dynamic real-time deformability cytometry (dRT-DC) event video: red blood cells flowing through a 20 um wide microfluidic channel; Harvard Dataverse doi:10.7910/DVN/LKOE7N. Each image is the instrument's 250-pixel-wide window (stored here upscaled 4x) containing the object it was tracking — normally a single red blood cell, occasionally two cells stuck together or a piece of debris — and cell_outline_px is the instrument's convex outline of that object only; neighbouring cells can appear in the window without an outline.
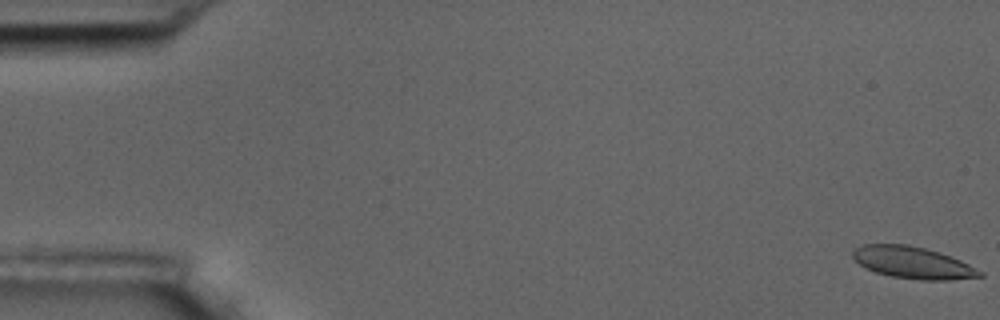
{"species": "common noctule bat (a hibernating species)", "species_latin": "Nyctalus noctula", "temperature_condition": "room temperature", "stored_images_in_passage": 57, "camera_frame_rate_fps": 3000, "um_per_image_px": 0.085, "animal": {"sex": "male", "body_mass_g": 17.5, "forearm_length_mm": 52.3}, "frame": {"image": 1, "passage_image": 1, "time_ms": 0.0, "image_size_px": [1000, 320], "cell_outline_px": [[984, 276], [952, 280], [920, 280], [892, 276], [876, 272], [864, 268], [852, 256], [852, 252], [856, 248], [864, 244], [908, 244], [940, 252], [960, 260], [984, 272]], "centroid_in_image_um": [77.6, 22.33], "position_along_channel_um": 7.4, "area_um2": 23.58}}
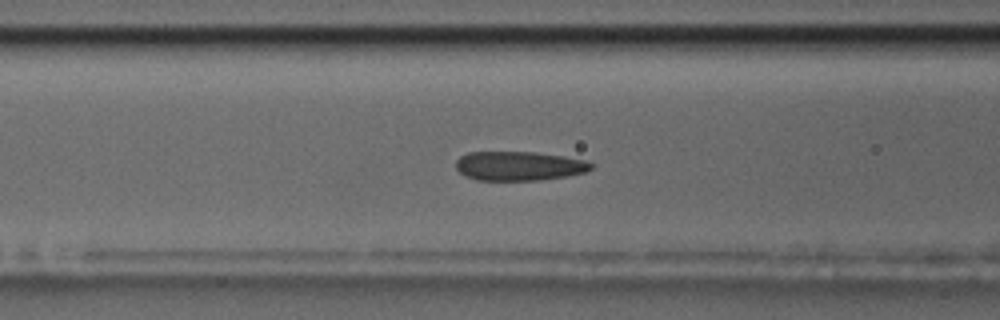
{"frame": {"image": 2, "passage_image": 23, "time_ms": 7.333, "image_size_px": [1000, 320], "cell_outline_px": [[596, 164], [592, 168], [584, 172], [568, 176], [540, 180], [476, 180], [464, 176], [456, 168], [456, 160], [460, 156], [468, 152], [536, 152], [564, 156], [584, 160]], "centroid_in_image_um": [44.12, 14.1], "position_along_channel_um": 122.5, "area_um2": 23.18}}
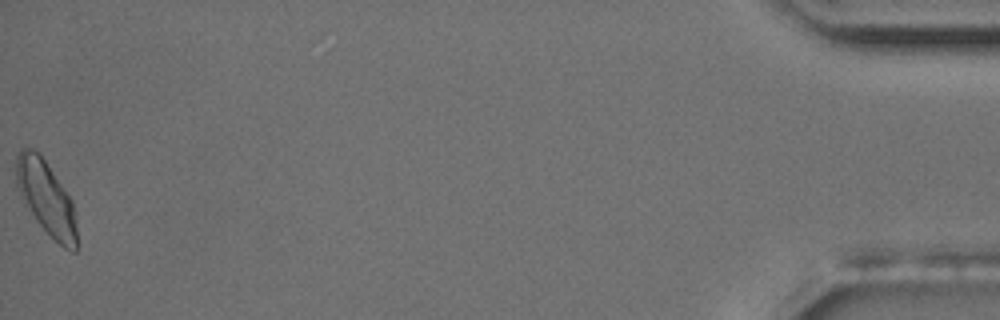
{"frame": {"image": 3, "passage_image": 57, "time_ms": 18.667, "image_size_px": [1000, 320], "cell_outline_px": [[76, 252], [72, 252], [64, 248], [36, 220], [24, 204], [16, 184], [16, 156], [20, 148], [28, 144], [40, 152], [72, 200], [76, 212]], "centroid_in_image_um": [3.91, 16.74], "position_along_channel_um": 431.3, "area_um2": 26.36}, "authors_computed_cell_mechanics": {"area_um2": 23.9292, "velocity_mm_per_s": 3.5838, "shape_relaxation_time_tau1_ms": 4.232, "shape_relaxation_time_tau2_ms": 1.6881, "deformation_change_tau1": 0.1071, "deformation_change_tau2": 0.0721}}